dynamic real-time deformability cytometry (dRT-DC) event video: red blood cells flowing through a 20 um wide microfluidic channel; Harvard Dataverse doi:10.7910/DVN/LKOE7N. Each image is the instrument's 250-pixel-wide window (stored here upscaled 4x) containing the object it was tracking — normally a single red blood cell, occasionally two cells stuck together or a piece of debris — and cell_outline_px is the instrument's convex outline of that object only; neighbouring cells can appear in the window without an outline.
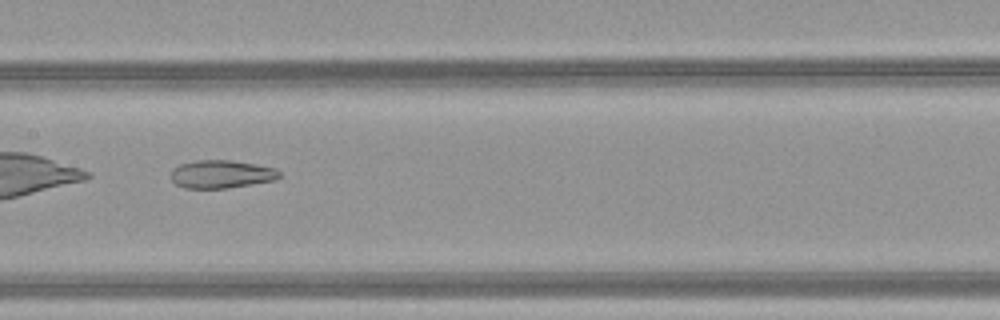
{"species": "common noctule bat (a hibernating species)", "species_latin": "Nyctalus noctula", "temperature_condition": "warm", "stored_images_in_passage": 50, "camera_frame_rate_fps": 3000, "um_per_image_px": 0.085, "animal": {"sex": "female", "body_mass_g": 21.9}, "frame": {"image": 1, "passage_image": 27, "time_ms": 8.667, "image_size_px": [1000, 320], "cell_outline_px": [[284, 176], [276, 180], [228, 188], [184, 188], [176, 184], [172, 180], [172, 168], [180, 164], [196, 160], [232, 160], [256, 164], [276, 168]], "centroid_in_image_um": [18.86, 14.8], "position_along_channel_um": 188.5, "area_um2": 17.92}}
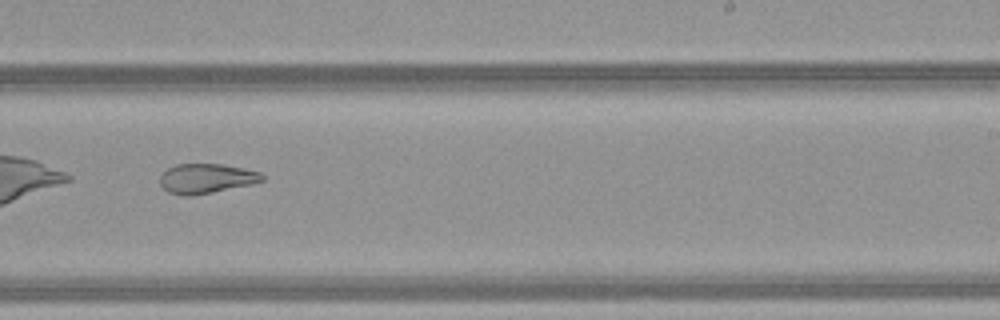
{"frame": {"image": 2, "passage_image": 33, "time_ms": 10.667, "image_size_px": [1000, 320], "cell_outline_px": [[264, 180], [252, 184], [192, 196], [180, 196], [168, 192], [160, 184], [160, 176], [168, 168], [176, 164], [220, 164], [244, 168], [260, 172], [264, 176]], "centroid_in_image_um": [17.53, 15.18], "position_along_channel_um": 271.5, "area_um2": 17.69}}
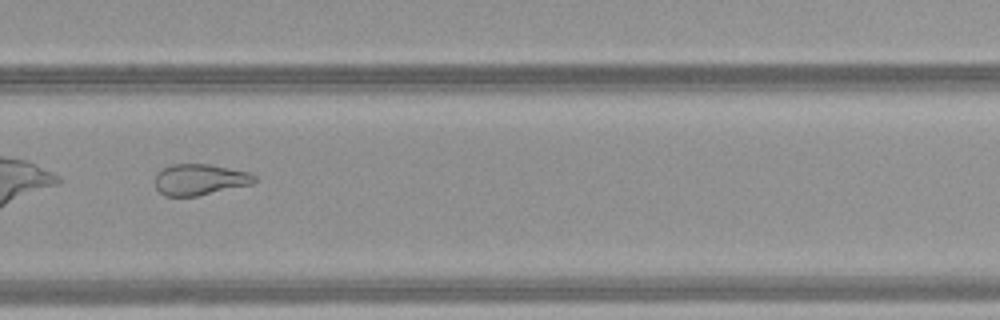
{"frame": {"image": 3, "passage_image": 36, "time_ms": 11.667, "image_size_px": [1000, 320], "cell_outline_px": [[256, 180], [252, 184], [196, 196], [164, 196], [156, 188], [156, 172], [172, 164], [208, 164], [248, 172], [256, 176]], "centroid_in_image_um": [16.97, 15.26], "position_along_channel_um": 312.8, "area_um2": 17.86}, "authors_computed_cell_mechanics": {"area_um2": 26.299, "velocity_mm_per_s": 4.1601, "shape_relaxation_time_tau1_ms": null, "shape_relaxation_time_tau2_ms": 3.5317, "deformation_change_tau1": null, "deformation_change_tau2": 0.1321}}